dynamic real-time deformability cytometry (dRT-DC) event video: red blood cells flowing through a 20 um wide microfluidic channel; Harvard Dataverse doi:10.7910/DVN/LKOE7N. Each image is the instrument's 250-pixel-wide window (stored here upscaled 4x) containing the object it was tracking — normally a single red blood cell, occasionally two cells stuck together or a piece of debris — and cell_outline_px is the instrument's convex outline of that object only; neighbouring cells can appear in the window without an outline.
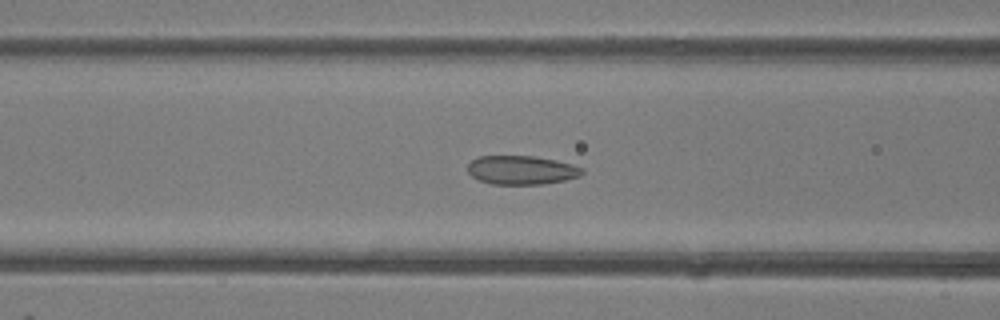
{"species": "common noctule bat (a hibernating species)", "species_latin": "Nyctalus noctula", "temperature_condition": "room temperature", "stored_images_in_passage": 49, "camera_frame_rate_fps": 3000, "um_per_image_px": 0.085, "animal": {"sex": "female"}, "frame": {"image": 1, "passage_image": 20, "time_ms": 6.333, "image_size_px": [1000, 320], "cell_outline_px": [[584, 172], [580, 176], [564, 180], [544, 184], [492, 184], [480, 180], [472, 176], [468, 172], [468, 164], [472, 160], [480, 156], [532, 156], [556, 160], [572, 164], [584, 168]], "centroid_in_image_um": [44.35, 14.45], "position_along_channel_um": 122.2, "area_um2": 19.19}}
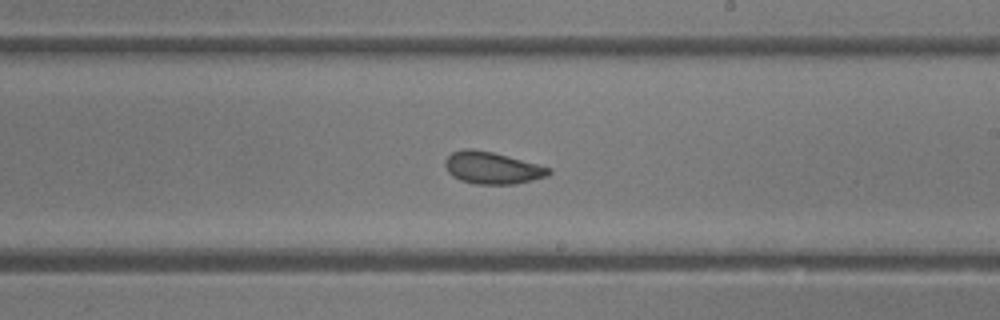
{"frame": {"image": 2, "passage_image": 29, "time_ms": 9.333, "image_size_px": [1000, 320], "cell_outline_px": [[552, 172], [548, 176], [516, 184], [476, 184], [460, 180], [452, 176], [448, 172], [444, 164], [444, 160], [452, 152], [464, 148], [472, 148], [492, 152], [552, 168]], "centroid_in_image_um": [41.82, 14.27], "position_along_channel_um": 247.2, "area_um2": 19.42}}
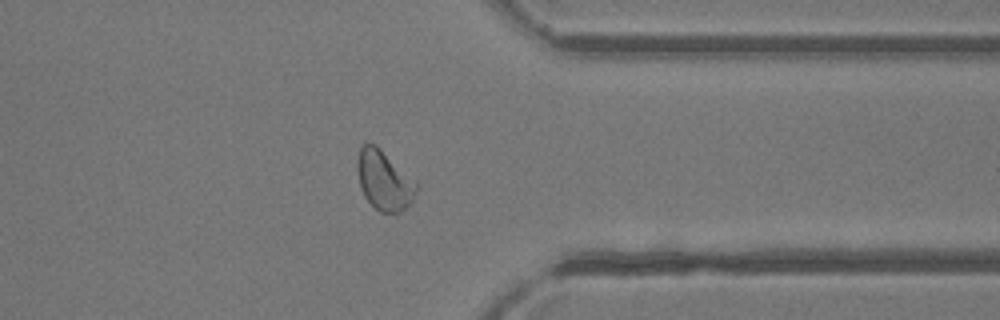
{"frame": {"image": 3, "passage_image": 39, "time_ms": 12.667, "image_size_px": [1000, 320], "cell_outline_px": [[420, 188], [412, 200], [400, 212], [380, 212], [364, 196], [360, 188], [356, 168], [356, 164], [360, 148], [364, 144], [376, 144], [416, 180], [420, 184]], "centroid_in_image_um": [32.67, 15.31], "position_along_channel_um": 378.7, "area_um2": 20.69}, "authors_computed_cell_mechanics": {"area_um2": 20.808, "velocity_mm_per_s": 4.1585, "shape_relaxation_time_tau1_ms": 3.9371, "shape_relaxation_time_tau2_ms": 1.6071, "deformation_change_tau1": 0.1042, "deformation_change_tau2": 0.0558}}